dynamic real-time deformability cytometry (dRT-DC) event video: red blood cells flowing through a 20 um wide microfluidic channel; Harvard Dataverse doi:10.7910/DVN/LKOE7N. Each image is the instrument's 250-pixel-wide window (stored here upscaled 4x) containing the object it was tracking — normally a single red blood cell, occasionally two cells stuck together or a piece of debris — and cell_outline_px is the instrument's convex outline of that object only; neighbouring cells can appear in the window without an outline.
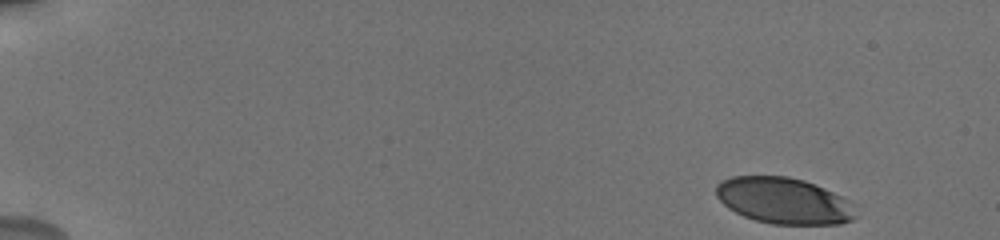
{"species": "human", "species_latin": "Homo sapiens", "temperature_condition": "cold", "stored_images_in_passage": 18, "camera_frame_rate_fps": 3000, "um_per_image_px": 0.085, "donor": {"sex": "male"}, "frame": {"image": 1, "passage_image": 1, "time_ms": 0.0, "image_size_px": [1000, 240], "cell_outline_px": [[860, 216], [852, 220], [840, 224], [772, 224], [756, 220], [744, 216], [728, 208], [716, 196], [716, 184], [720, 180], [732, 176], [788, 176], [804, 180], [824, 188], [860, 204]], "centroid_in_image_um": [66.73, 17.06], "position_along_channel_um": 18.3, "area_um2": 38.44}}
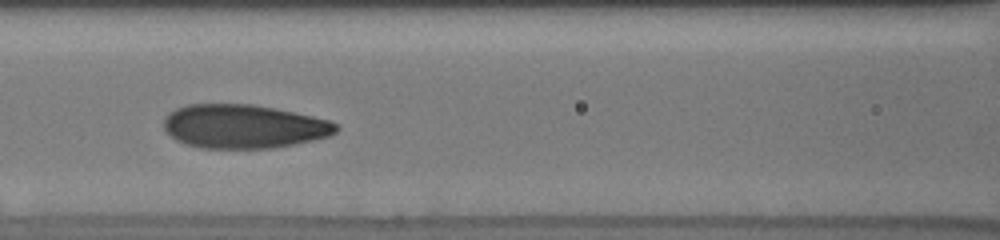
{"frame": {"image": 2, "passage_image": 15, "time_ms": 7.333, "image_size_px": [1000, 240], "cell_outline_px": [[340, 128], [336, 132], [328, 136], [312, 140], [272, 148], [200, 148], [176, 140], [164, 128], [164, 116], [168, 112], [176, 108], [188, 104], [252, 104], [276, 108], [312, 116], [328, 120], [336, 124]], "centroid_in_image_um": [20.69, 10.73], "position_along_channel_um": 145.9, "area_um2": 43.87}}
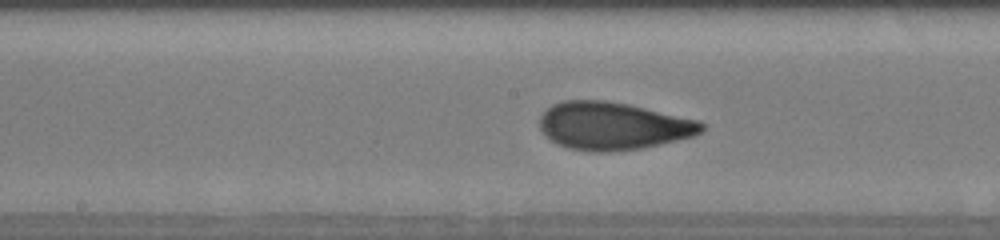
{"frame": {"image": 3, "passage_image": 18, "time_ms": 8.667, "image_size_px": [1000, 240], "cell_outline_px": [[704, 128], [696, 136], [660, 144], [640, 148], [608, 152], [592, 152], [568, 148], [556, 144], [540, 128], [540, 116], [552, 104], [564, 100], [604, 100], [628, 104], [700, 120], [704, 124]], "centroid_in_image_um": [52.12, 10.7], "position_along_channel_um": 196.1, "area_um2": 45.03}}